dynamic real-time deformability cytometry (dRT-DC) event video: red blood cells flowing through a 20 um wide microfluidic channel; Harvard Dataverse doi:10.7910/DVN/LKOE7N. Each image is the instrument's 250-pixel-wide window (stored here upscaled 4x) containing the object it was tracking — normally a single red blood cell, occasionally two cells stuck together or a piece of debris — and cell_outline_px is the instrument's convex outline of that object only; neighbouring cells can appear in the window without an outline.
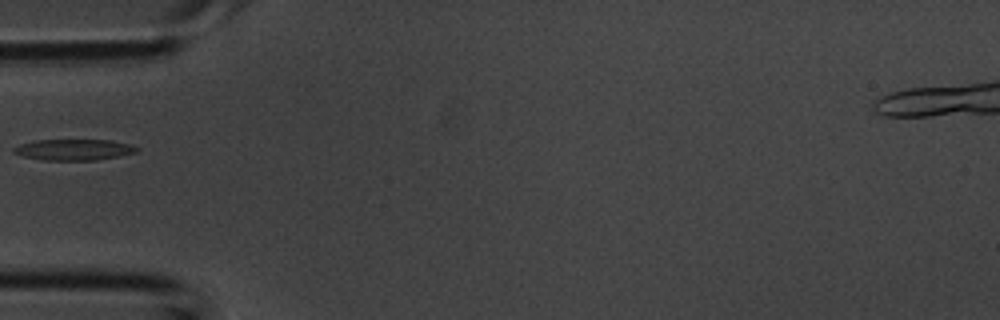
{"species": "common noctule bat (a hibernating species)", "species_latin": "Nyctalus noctula", "temperature_condition": "room temperature", "stored_images_in_passage": 1, "camera_frame_rate_fps": 3000, "um_per_image_px": 0.085, "animal": {"sex": "male", "body_mass_g": 20.1, "forearm_length_mm": 53.5}, "frame": {"image": 1, "passage_image": 1, "time_ms": 0.0, "image_size_px": [1000, 320], "cell_outline_px": [[140, 148], [136, 152], [120, 156], [96, 160], [44, 160], [24, 156], [12, 152], [12, 148], [20, 144], [36, 140], [112, 140], [128, 144]], "centroid_in_image_um": [6.28, 12.72], "position_along_channel_um": 78.7, "area_um2": 15.03}}